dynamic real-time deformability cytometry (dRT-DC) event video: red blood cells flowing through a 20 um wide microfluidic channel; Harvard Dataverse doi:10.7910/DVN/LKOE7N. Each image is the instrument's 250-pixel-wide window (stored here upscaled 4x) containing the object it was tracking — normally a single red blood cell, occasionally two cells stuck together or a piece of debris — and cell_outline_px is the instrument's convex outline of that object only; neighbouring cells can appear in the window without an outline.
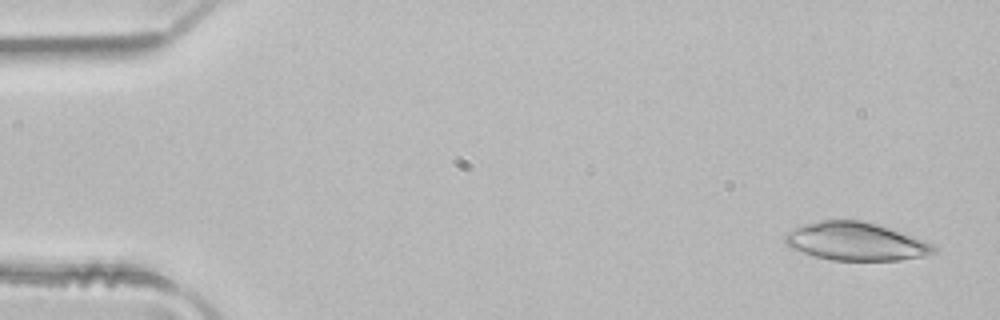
{"species": "common noctule bat (a hibernating species)", "species_latin": "Nyctalus noctula", "temperature_condition": "room temperature", "stored_images_in_passage": 7, "camera_frame_rate_fps": 3000, "um_per_image_px": 0.085, "animal": {"sex": "male", "body_mass_g": 21.5, "forearm_length_mm": 52.0}, "frame": {"image": 1, "passage_image": 1, "time_ms": 0.0, "image_size_px": [1000, 320], "cell_outline_px": [[940, 248], [936, 252], [924, 256], [900, 260], [832, 260], [816, 256], [792, 248], [784, 240], [784, 236], [788, 232], [804, 224], [820, 220], [860, 220], [876, 224], [924, 240]], "centroid_in_image_um": [72.78, 20.53], "position_along_channel_um": 12.2, "area_um2": 32.66}}